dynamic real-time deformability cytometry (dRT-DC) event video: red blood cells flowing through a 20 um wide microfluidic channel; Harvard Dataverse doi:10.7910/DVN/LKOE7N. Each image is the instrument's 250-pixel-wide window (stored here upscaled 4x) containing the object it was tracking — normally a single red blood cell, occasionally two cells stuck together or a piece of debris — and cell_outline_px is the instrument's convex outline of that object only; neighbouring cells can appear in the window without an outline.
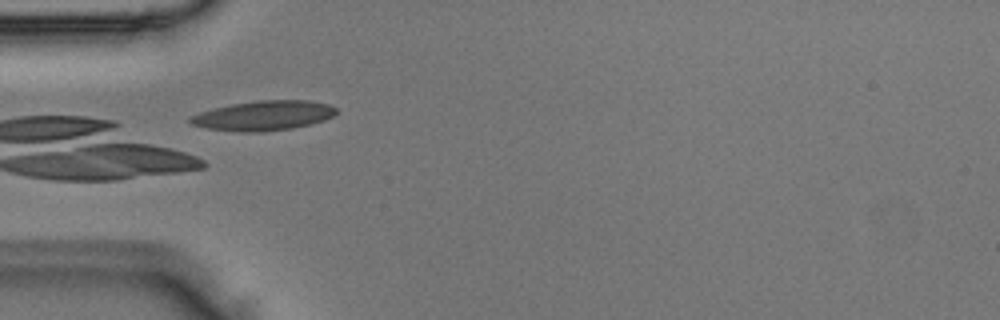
{"species": "Egyptian fruit bat (a non-hibernating species)", "species_latin": "Rousettus aegyptiacus", "temperature_condition": "room temperature", "stored_images_in_passage": 5, "camera_frame_rate_fps": 3000, "um_per_image_px": 0.085, "animal": {"sex": "male"}, "frame": {"image": 1, "passage_image": 3, "time_ms": 0.667, "image_size_px": [1000, 320], "cell_outline_px": [[336, 112], [332, 116], [324, 120], [292, 128], [260, 132], [244, 132], [208, 128], [192, 124], [188, 120], [188, 116], [212, 108], [232, 104], [260, 100], [308, 100], [328, 104], [336, 108]], "centroid_in_image_um": [22.37, 9.82], "position_along_channel_um": 62.6, "area_um2": 25.09}}